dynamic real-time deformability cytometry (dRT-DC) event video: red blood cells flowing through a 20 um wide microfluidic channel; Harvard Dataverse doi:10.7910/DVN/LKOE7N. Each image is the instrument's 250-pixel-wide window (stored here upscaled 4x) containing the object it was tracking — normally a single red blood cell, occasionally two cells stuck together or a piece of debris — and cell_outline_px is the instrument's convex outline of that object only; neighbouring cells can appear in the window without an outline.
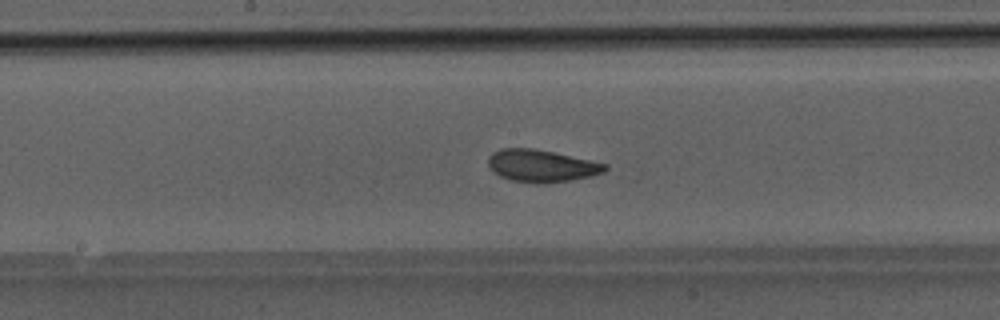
{"species": "Egyptian fruit bat (a non-hibernating species)", "species_latin": "Rousettus aegyptiacus", "temperature_condition": "room temperature", "stored_images_in_passage": 49, "camera_frame_rate_fps": 3000, "um_per_image_px": 0.085, "animal": {"sex": "male"}, "frame": {"image": 1, "passage_image": 26, "time_ms": 8.333, "image_size_px": [1000, 320], "cell_outline_px": [[608, 168], [604, 172], [592, 176], [572, 180], [544, 184], [536, 184], [508, 180], [492, 172], [488, 164], [488, 156], [492, 152], [500, 148], [532, 148], [552, 152], [608, 164]], "centroid_in_image_um": [45.99, 14.11], "position_along_channel_um": 202.2, "area_um2": 22.25}}
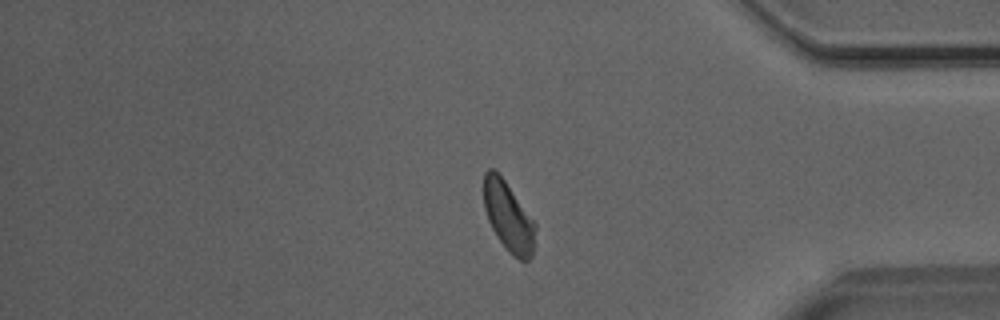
{"frame": {"image": 2, "passage_image": 41, "time_ms": 13.333, "image_size_px": [1000, 320], "cell_outline_px": [[536, 228], [532, 256], [528, 260], [520, 260], [496, 236], [488, 220], [484, 208], [484, 172], [488, 168], [492, 168], [504, 180], [536, 224]], "centroid_in_image_um": [43.2, 18.39], "position_along_channel_um": 392.0, "area_um2": 20.29}}
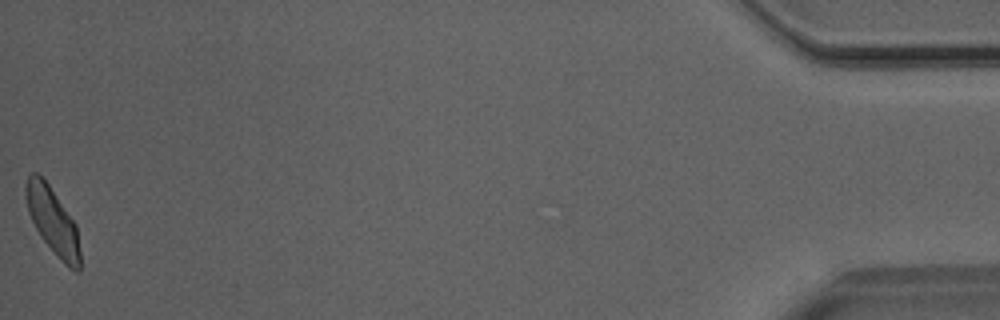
{"frame": {"image": 3, "passage_image": 49, "time_ms": 16.0, "image_size_px": [1000, 320], "cell_outline_px": [[80, 272], [76, 272], [68, 268], [60, 260], [40, 236], [28, 212], [24, 196], [24, 184], [28, 176], [32, 172], [36, 172], [48, 184], [76, 224], [80, 252]], "centroid_in_image_um": [4.47, 18.8], "position_along_channel_um": 430.7, "area_um2": 21.1}}